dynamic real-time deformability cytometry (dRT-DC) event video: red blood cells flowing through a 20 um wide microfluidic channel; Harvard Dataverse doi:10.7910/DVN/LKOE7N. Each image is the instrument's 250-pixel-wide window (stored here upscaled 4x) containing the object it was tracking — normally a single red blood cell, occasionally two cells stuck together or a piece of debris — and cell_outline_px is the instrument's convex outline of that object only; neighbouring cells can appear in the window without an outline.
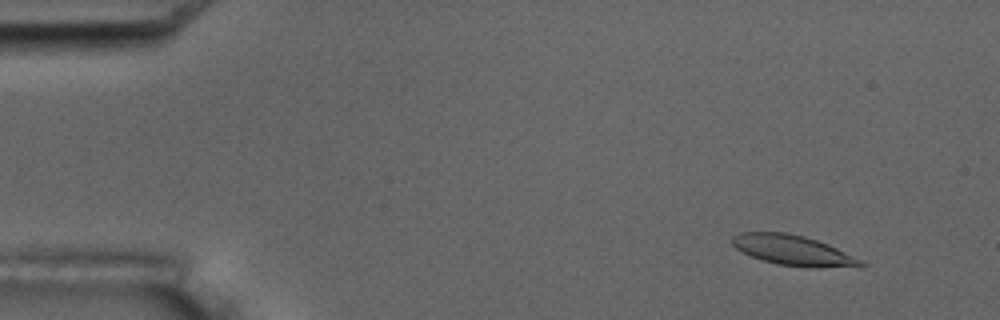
{"species": "common noctule bat (a hibernating species)", "species_latin": "Nyctalus noctula", "temperature_condition": "room temperature", "stored_images_in_passage": 5, "camera_frame_rate_fps": 3000, "um_per_image_px": 0.085, "animal": {"sex": "male", "body_mass_g": 17.5, "forearm_length_mm": 52.3}, "frame": {"image": 1, "passage_image": 2, "time_ms": 1.333, "image_size_px": [1000, 320], "cell_outline_px": [[868, 264], [864, 268], [808, 268], [776, 264], [752, 256], [736, 248], [732, 244], [732, 236], [740, 232], [784, 232], [804, 236], [828, 244], [864, 260]], "centroid_in_image_um": [67.54, 21.31], "position_along_channel_um": 17.5, "area_um2": 23.12}}